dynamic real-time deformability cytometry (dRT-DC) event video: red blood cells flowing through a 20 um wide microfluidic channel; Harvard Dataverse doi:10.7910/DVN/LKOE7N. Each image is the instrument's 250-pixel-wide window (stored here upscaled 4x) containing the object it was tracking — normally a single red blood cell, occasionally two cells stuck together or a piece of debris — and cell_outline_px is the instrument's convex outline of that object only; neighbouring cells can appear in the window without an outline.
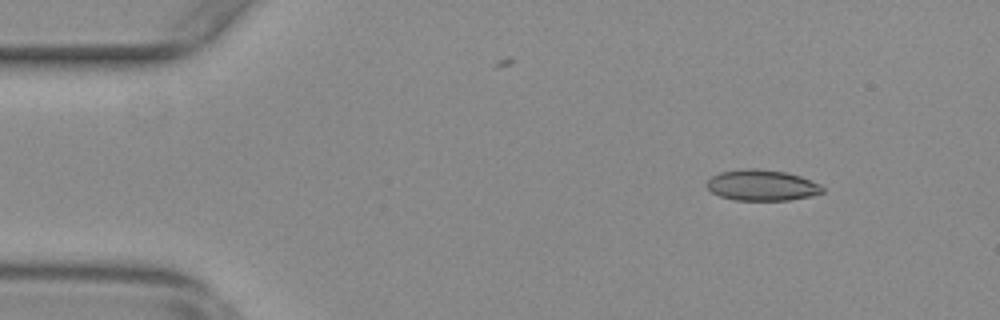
{"species": "common noctule bat (a hibernating species)", "species_latin": "Nyctalus noctula", "temperature_condition": "warm", "stored_images_in_passage": 53, "camera_frame_rate_fps": 3000, "um_per_image_px": 0.085, "animal": {"sex": "female", "body_mass_g": 29.2, "forearm_length_mm": 56.3}, "frame": {"image": 1, "passage_image": 7, "time_ms": 2.0, "image_size_px": [1000, 320], "cell_outline_px": [[824, 192], [812, 196], [788, 200], [736, 200], [720, 196], [712, 192], [708, 188], [708, 180], [712, 176], [720, 172], [744, 168], [756, 168], [788, 172], [800, 176], [820, 184], [824, 188]], "centroid_in_image_um": [64.79, 15.74], "position_along_channel_um": 20.2, "area_um2": 20.87}}
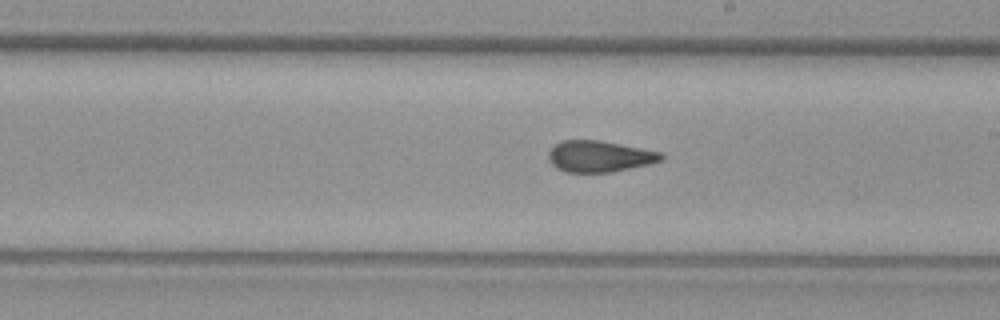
{"frame": {"image": 2, "passage_image": 31, "time_ms": 10.0, "image_size_px": [1000, 320], "cell_outline_px": [[664, 160], [648, 164], [612, 172], [564, 172], [556, 168], [548, 160], [548, 152], [560, 140], [600, 140], [664, 152]], "centroid_in_image_um": [50.97, 13.28], "position_along_channel_um": 238.0, "area_um2": 20.75}}
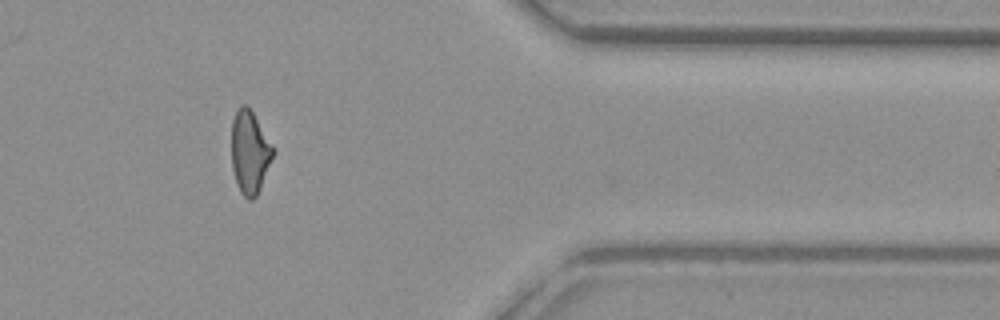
{"frame": {"image": 3, "passage_image": 45, "time_ms": 14.667, "image_size_px": [1000, 320], "cell_outline_px": [[276, 152], [260, 188], [256, 196], [252, 200], [248, 200], [240, 192], [236, 184], [232, 168], [232, 120], [240, 104], [248, 104]], "centroid_in_image_um": [21.23, 12.94], "position_along_channel_um": 390.2, "area_um2": 20.17}, "authors_computed_cell_mechanics": {"area_um2": 20.8658, "velocity_mm_per_s": 3.7897, "shape_relaxation_time_tau1_ms": null, "shape_relaxation_time_tau2_ms": 1.5901, "deformation_change_tau1": null, "deformation_change_tau2": 0.0903}}